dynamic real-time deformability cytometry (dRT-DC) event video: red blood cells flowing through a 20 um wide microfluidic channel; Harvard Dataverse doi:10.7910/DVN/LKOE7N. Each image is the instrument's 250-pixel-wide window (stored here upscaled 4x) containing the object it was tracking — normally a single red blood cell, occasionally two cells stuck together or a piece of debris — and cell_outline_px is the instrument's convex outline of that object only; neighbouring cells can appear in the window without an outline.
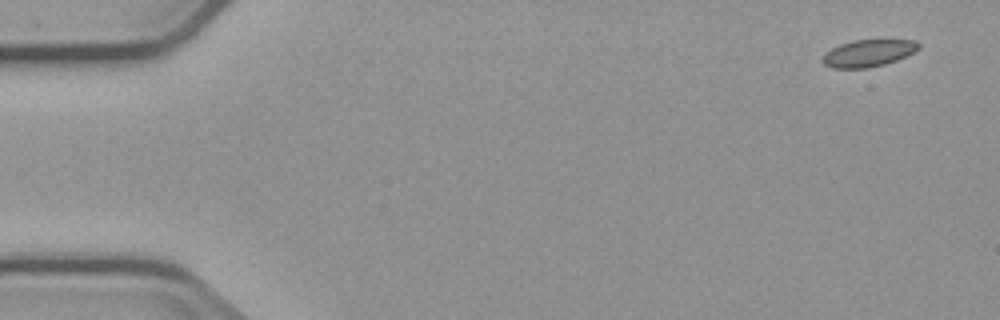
{"species": "common noctule bat (a hibernating species)", "species_latin": "Nyctalus noctula", "temperature_condition": "cold", "stored_images_in_passage": 4, "camera_frame_rate_fps": 3000, "um_per_image_px": 0.085, "animal": {"sex": "male", "body_mass_g": 23.1, "forearm_length_mm": 52.7}, "frame": {"image": 1, "passage_image": 1, "time_ms": 0.0, "image_size_px": [1000, 320], "cell_outline_px": [[920, 48], [896, 60], [884, 64], [868, 68], [832, 68], [824, 64], [820, 60], [832, 48], [840, 44], [852, 40], [916, 40], [920, 44]], "centroid_in_image_um": [73.79, 4.51], "position_along_channel_um": 11.2, "area_um2": 14.97}}
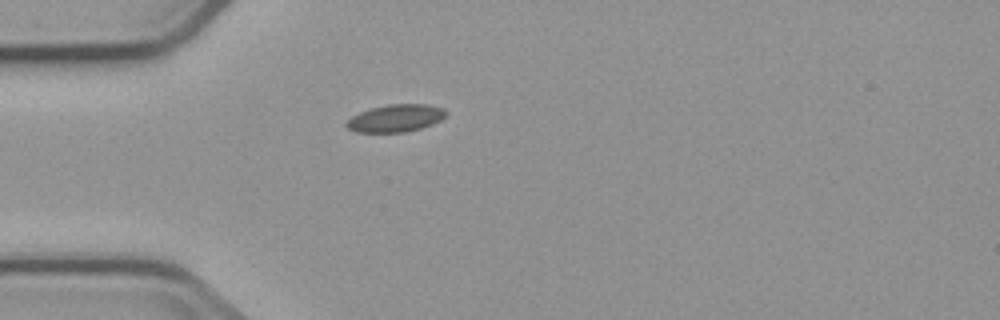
{"frame": {"image": 2, "passage_image": 4, "time_ms": 4.333, "image_size_px": [1000, 320], "cell_outline_px": [[448, 112], [440, 120], [432, 124], [420, 128], [404, 132], [356, 132], [348, 128], [344, 124], [352, 116], [360, 112], [372, 108], [388, 104], [428, 104], [444, 108]], "centroid_in_image_um": [33.64, 10.04], "position_along_channel_um": 51.4, "area_um2": 15.84}}